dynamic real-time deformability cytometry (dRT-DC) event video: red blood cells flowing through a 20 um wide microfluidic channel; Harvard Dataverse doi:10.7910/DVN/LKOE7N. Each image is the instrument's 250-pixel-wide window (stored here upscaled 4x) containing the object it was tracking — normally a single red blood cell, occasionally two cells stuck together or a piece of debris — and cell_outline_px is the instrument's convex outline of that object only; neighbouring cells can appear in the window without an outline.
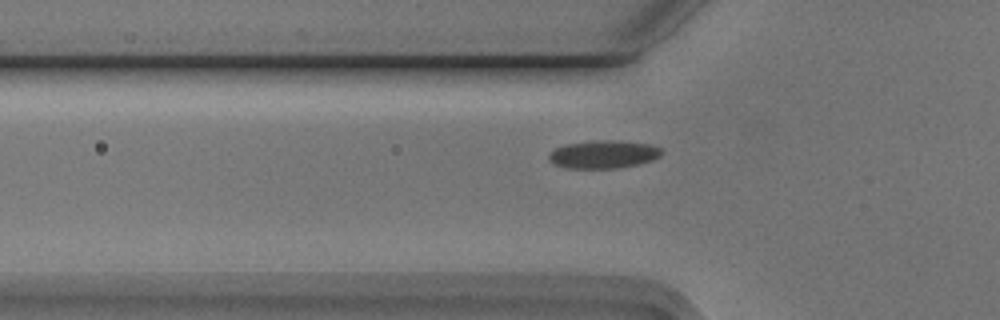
{"species": "Egyptian fruit bat (a non-hibernating species)", "species_latin": "Rousettus aegyptiacus", "temperature_condition": "cold", "stored_images_in_passage": 30, "camera_frame_rate_fps": 3000, "um_per_image_px": 0.085, "animal": {"sex": "male"}, "frame": {"image": 1, "passage_image": 5, "time_ms": 1.333, "image_size_px": [1000, 320], "cell_outline_px": [[664, 152], [660, 156], [652, 160], [636, 164], [616, 168], [564, 168], [552, 164], [548, 160], [548, 152], [564, 144], [596, 140], [612, 140], [648, 144], [660, 148]], "centroid_in_image_um": [51.22, 13.12], "position_along_channel_um": 74.6, "area_um2": 18.44}}
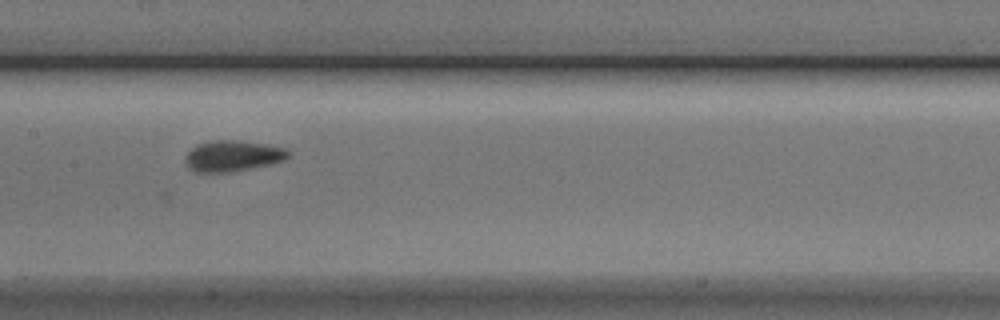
{"frame": {"image": 2, "passage_image": 14, "time_ms": 4.333, "image_size_px": [1000, 320], "cell_outline_px": [[288, 156], [284, 160], [268, 164], [228, 172], [196, 172], [188, 168], [184, 160], [184, 156], [196, 144], [216, 140], [236, 140], [268, 144], [284, 148], [288, 152]], "centroid_in_image_um": [19.72, 13.24], "position_along_channel_um": 187.7, "area_um2": 18.38}}
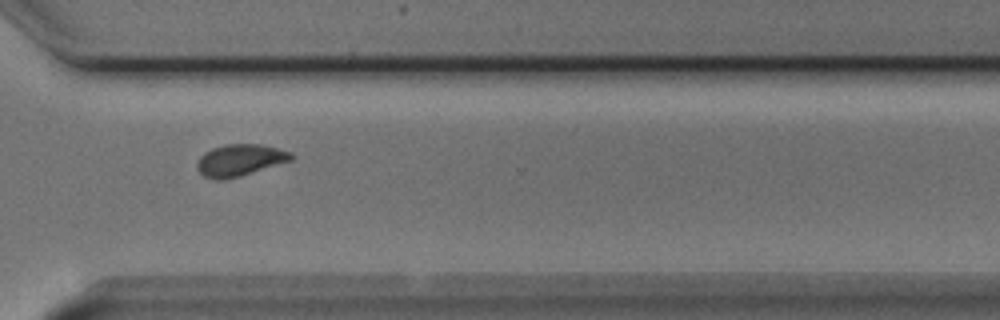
{"frame": {"image": 3, "passage_image": 27, "time_ms": 8.667, "image_size_px": [1000, 320], "cell_outline_px": [[296, 156], [292, 160], [240, 176], [224, 180], [212, 180], [204, 176], [196, 168], [196, 164], [200, 156], [204, 152], [212, 148], [224, 144], [260, 144], [292, 152]], "centroid_in_image_um": [20.37, 13.61], "position_along_channel_um": 350.2, "area_um2": 17.57}, "authors_computed_cell_mechanics": {"area_um2": 17.7446, "velocity_mm_per_s": 3.7493, "shape_relaxation_time_tau1_ms": 2.8619, "shape_relaxation_time_tau2_ms": 1.705, "deformation_change_tau1": 0.1032, "deformation_change_tau2": 0.0659}}